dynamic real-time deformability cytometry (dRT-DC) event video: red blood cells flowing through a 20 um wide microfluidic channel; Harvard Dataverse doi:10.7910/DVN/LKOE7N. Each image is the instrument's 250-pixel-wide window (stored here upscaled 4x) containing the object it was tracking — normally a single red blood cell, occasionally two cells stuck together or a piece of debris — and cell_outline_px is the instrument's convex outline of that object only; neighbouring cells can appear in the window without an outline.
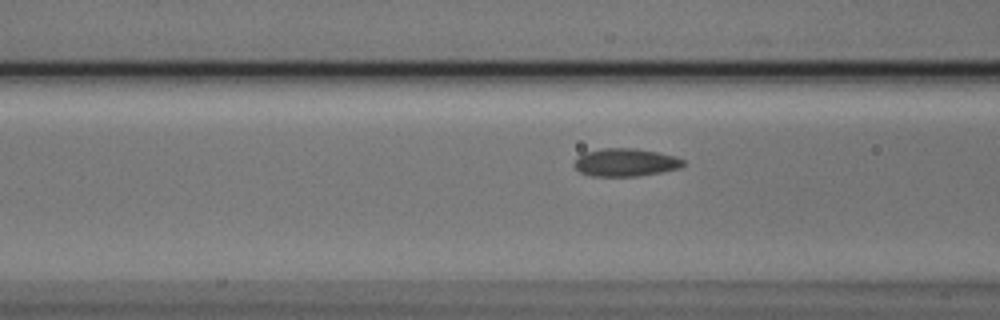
{"species": "Egyptian fruit bat (a non-hibernating species)", "species_latin": "Rousettus aegyptiacus", "temperature_condition": "cold", "stored_images_in_passage": 32, "camera_frame_rate_fps": 3000, "um_per_image_px": 0.085, "animal": {"sex": "male"}, "frame": {"image": 1, "passage_image": 4, "time_ms": 1.0, "image_size_px": [1000, 320], "cell_outline_px": [[684, 164], [680, 168], [660, 172], [636, 176], [592, 176], [580, 172], [572, 164], [584, 152], [604, 148], [636, 148], [676, 156], [684, 160]], "centroid_in_image_um": [53.17, 13.8], "position_along_channel_um": 113.4, "area_um2": 17.63}}
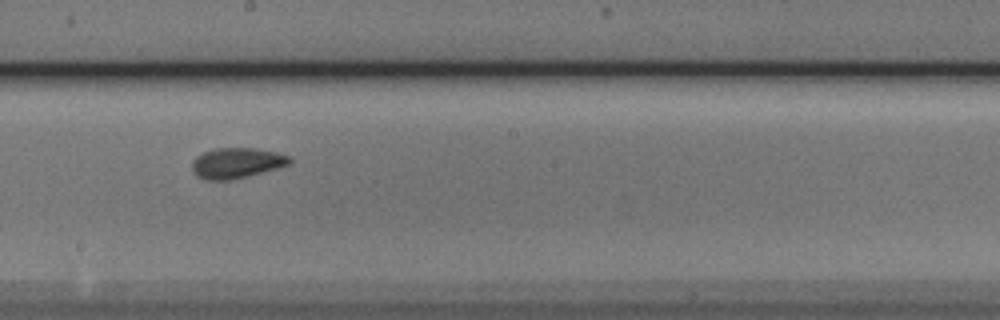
{"frame": {"image": 2, "passage_image": 13, "time_ms": 4.0, "image_size_px": [1000, 320], "cell_outline_px": [[292, 160], [288, 164], [276, 168], [248, 176], [228, 180], [204, 180], [196, 176], [192, 172], [192, 160], [196, 156], [204, 152], [216, 148], [256, 148], [276, 152], [288, 156]], "centroid_in_image_um": [20.05, 13.86], "position_along_channel_um": 228.1, "area_um2": 17.28}}
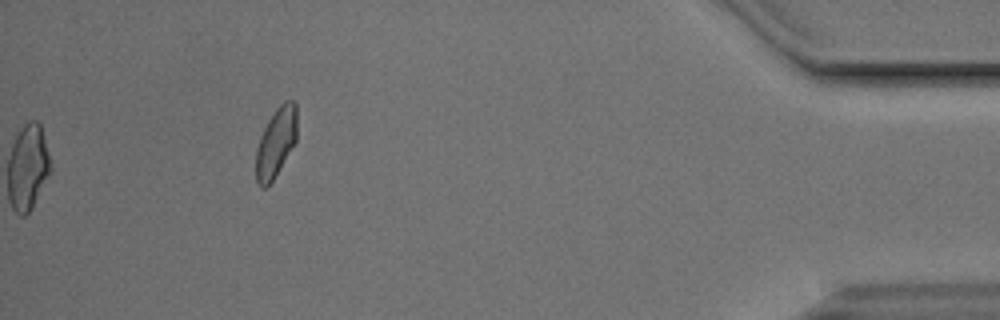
{"frame": {"image": 3, "passage_image": 32, "time_ms": 10.333, "image_size_px": [1000, 320], "cell_outline_px": [[296, 140], [272, 180], [264, 188], [260, 188], [256, 180], [256, 148], [260, 136], [268, 120], [276, 108], [284, 100], [292, 100], [296, 104]], "centroid_in_image_um": [23.43, 12.08], "position_along_channel_um": 411.8, "area_um2": 16.3}}